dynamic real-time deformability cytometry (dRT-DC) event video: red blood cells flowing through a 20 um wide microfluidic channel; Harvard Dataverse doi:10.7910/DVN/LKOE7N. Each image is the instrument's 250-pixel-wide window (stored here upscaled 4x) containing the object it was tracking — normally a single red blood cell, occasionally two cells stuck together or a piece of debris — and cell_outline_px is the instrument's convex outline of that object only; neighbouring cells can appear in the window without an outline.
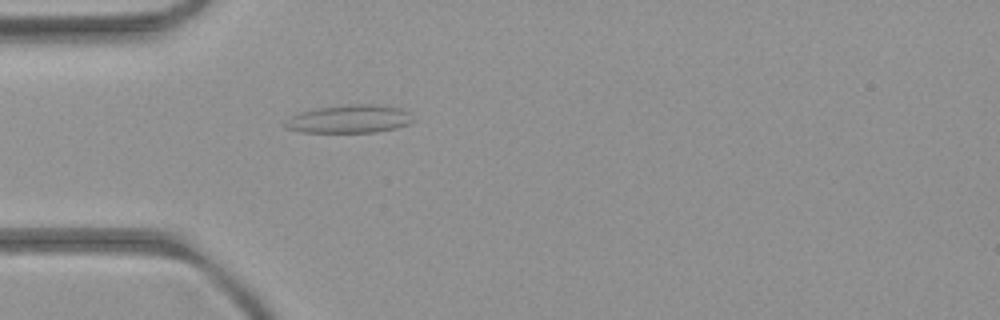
{"species": "common noctule bat (a hibernating species)", "species_latin": "Nyctalus noctula", "temperature_condition": "room temperature", "stored_images_in_passage": 5, "camera_frame_rate_fps": 3000, "um_per_image_px": 0.085, "animal": {"sex": "female", "body_mass_g": 21.9}, "frame": {"image": 1, "passage_image": 5, "time_ms": 4.667, "image_size_px": [1000, 320], "cell_outline_px": [[416, 120], [408, 124], [396, 128], [376, 132], [300, 132], [288, 128], [284, 124], [292, 116], [300, 112], [316, 108], [352, 104], [372, 104], [400, 108], [408, 112]], "centroid_in_image_um": [29.74, 10.11], "position_along_channel_um": 55.3, "area_um2": 20.81}}